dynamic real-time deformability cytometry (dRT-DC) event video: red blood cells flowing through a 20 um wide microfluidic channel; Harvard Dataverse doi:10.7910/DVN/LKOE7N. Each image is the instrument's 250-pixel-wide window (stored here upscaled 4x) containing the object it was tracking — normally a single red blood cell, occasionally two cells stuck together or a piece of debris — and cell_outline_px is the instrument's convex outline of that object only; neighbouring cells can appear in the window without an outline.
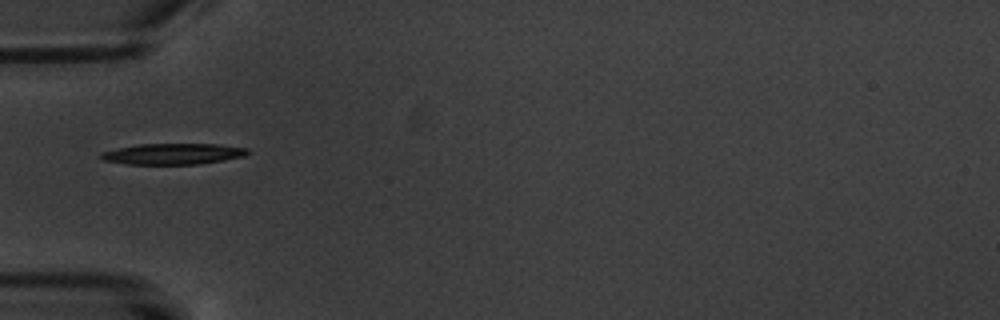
{"species": "common noctule bat (a hibernating species)", "species_latin": "Nyctalus noctula", "temperature_condition": "warm", "stored_images_in_passage": 10, "camera_frame_rate_fps": 3000, "um_per_image_px": 0.085, "animal": {"sex": "male", "body_mass_g": 20.1, "forearm_length_mm": 53.5}, "frame": {"image": 1, "passage_image": 6, "time_ms": 6.0, "image_size_px": [1000, 320], "cell_outline_px": [[252, 152], [244, 156], [224, 160], [196, 164], [124, 164], [104, 160], [100, 156], [100, 152], [140, 144], [216, 144], [248, 148]], "centroid_in_image_um": [14.74, 13.08], "position_along_channel_um": 70.3, "area_um2": 17.86}}